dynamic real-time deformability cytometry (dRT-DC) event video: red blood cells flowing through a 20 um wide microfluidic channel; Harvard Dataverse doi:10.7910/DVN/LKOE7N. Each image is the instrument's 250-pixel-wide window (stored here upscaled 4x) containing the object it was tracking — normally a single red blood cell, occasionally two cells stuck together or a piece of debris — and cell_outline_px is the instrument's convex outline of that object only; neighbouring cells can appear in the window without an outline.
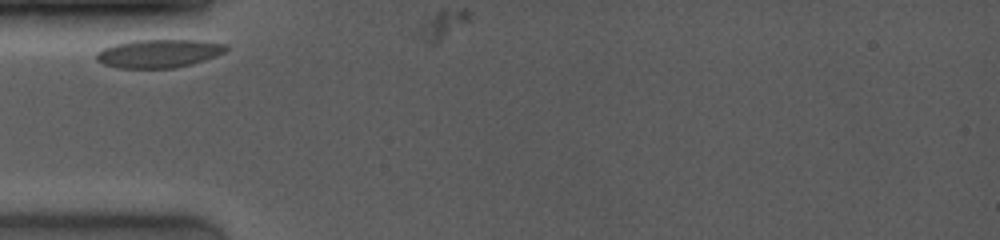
{"species": "common noctule bat (a hibernating species)", "species_latin": "Nyctalus noctula", "temperature_condition": "room temperature", "stored_images_in_passage": 3, "camera_frame_rate_fps": 4000, "um_per_image_px": 0.085, "animal": {"sex": "female", "body_mass_g": 19.0, "forearm_length_mm": 53.3}, "frame": {"image": 1, "passage_image": 1, "time_ms": 0.0, "image_size_px": [1000, 240], "cell_outline_px": [[228, 48], [224, 52], [216, 56], [192, 64], [176, 68], [116, 68], [104, 64], [96, 60], [96, 52], [104, 48], [116, 44], [132, 40], [200, 40], [224, 44]], "centroid_in_image_um": [13.48, 4.55], "position_along_channel_um": 71.5, "area_um2": 21.39}}